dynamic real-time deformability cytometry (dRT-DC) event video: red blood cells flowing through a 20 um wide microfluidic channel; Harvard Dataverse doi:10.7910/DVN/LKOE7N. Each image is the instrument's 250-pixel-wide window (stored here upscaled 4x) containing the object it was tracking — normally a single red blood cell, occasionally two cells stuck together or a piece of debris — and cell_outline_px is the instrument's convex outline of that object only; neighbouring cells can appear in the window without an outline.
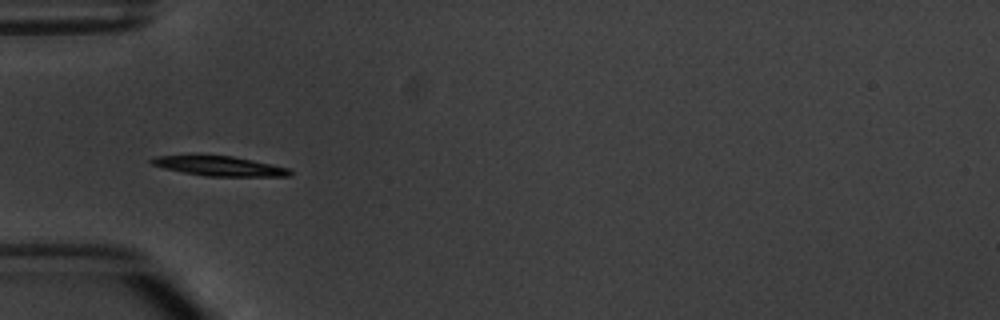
{"species": "common noctule bat (a hibernating species)", "species_latin": "Nyctalus noctula", "temperature_condition": "warm", "stored_images_in_passage": 7, "camera_frame_rate_fps": 3000, "um_per_image_px": 0.085, "animal": {"sex": "male", "body_mass_g": 20.1, "forearm_length_mm": 53.5}, "frame": {"image": 1, "passage_image": 5, "time_ms": 4.667, "image_size_px": [1000, 320], "cell_outline_px": [[292, 176], [204, 176], [164, 168], [152, 164], [148, 160], [156, 156], [196, 152], [232, 156], [272, 164], [288, 168], [292, 172]], "centroid_in_image_um": [18.54, 14.06], "position_along_channel_um": 66.5, "area_um2": 16.65}}